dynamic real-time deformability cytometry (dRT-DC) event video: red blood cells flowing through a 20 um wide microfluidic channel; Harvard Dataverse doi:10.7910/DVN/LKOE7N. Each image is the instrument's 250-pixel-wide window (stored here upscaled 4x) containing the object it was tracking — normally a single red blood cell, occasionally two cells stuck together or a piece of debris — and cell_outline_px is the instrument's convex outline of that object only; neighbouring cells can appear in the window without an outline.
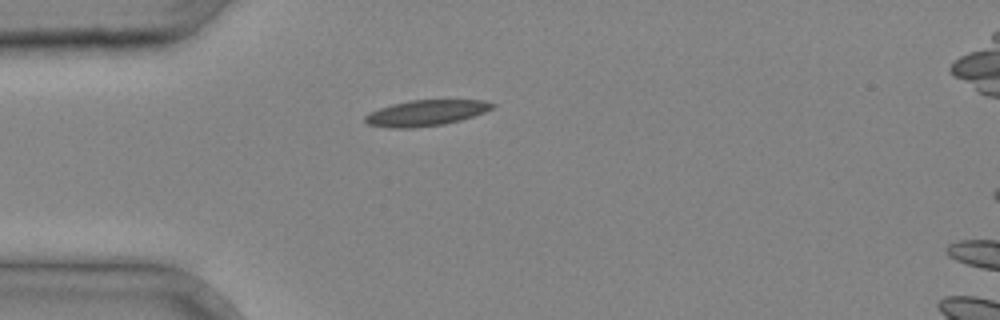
{"species": "common noctule bat (a hibernating species)", "species_latin": "Nyctalus noctula", "temperature_condition": "cold", "stored_images_in_passage": 25, "camera_frame_rate_fps": 3000, "um_per_image_px": 0.085, "animal": {"sex": "male", "body_mass_g": 20.4}, "frame": {"image": 1, "passage_image": 1, "time_ms": 0.0, "image_size_px": [1000, 320], "cell_outline_px": [[496, 104], [492, 108], [484, 112], [460, 120], [444, 124], [416, 128], [388, 128], [368, 124], [364, 120], [364, 116], [368, 112], [392, 104], [412, 100], [484, 100]], "centroid_in_image_um": [36.17, 9.6], "position_along_channel_um": 48.8, "area_um2": 19.13}}
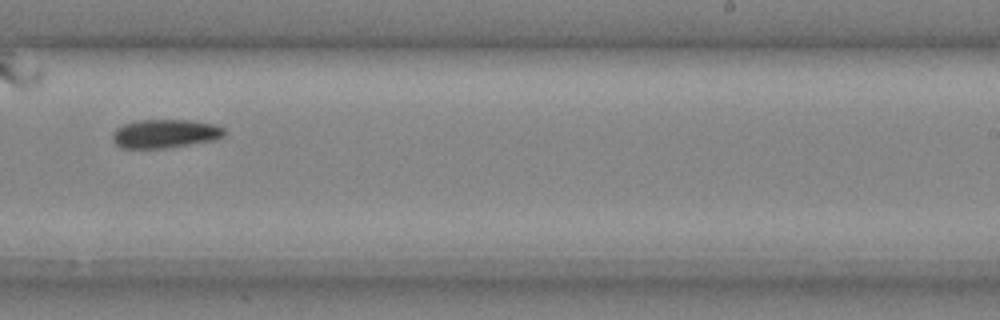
{"frame": {"image": 2, "passage_image": 15, "time_ms": 4.667, "image_size_px": [1000, 320], "cell_outline_px": [[228, 132], [224, 136], [216, 140], [168, 148], [120, 148], [112, 140], [112, 132], [116, 128], [124, 124], [140, 120], [192, 120], [216, 124], [224, 128]], "centroid_in_image_um": [14.07, 11.36], "position_along_channel_um": 274.9, "area_um2": 19.02}}
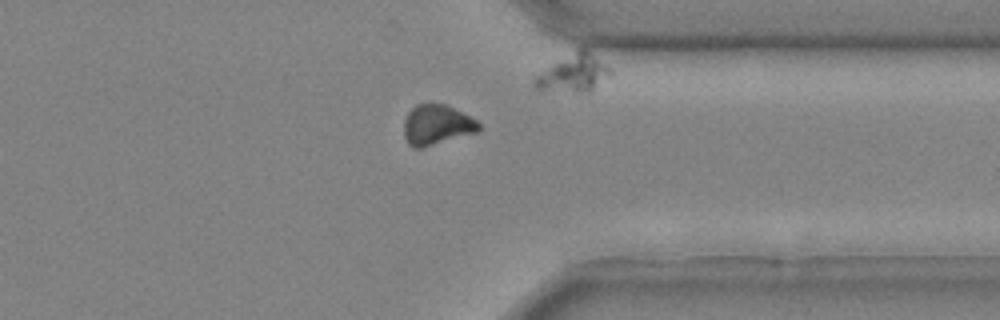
{"frame": {"image": 3, "passage_image": 21, "time_ms": 6.667, "image_size_px": [1000, 320], "cell_outline_px": [[480, 128], [476, 132], [420, 148], [412, 148], [408, 144], [404, 136], [404, 120], [408, 112], [416, 104], [444, 104], [476, 120], [480, 124]], "centroid_in_image_um": [37.07, 10.62], "position_along_channel_um": 374.3, "area_um2": 17.17}}